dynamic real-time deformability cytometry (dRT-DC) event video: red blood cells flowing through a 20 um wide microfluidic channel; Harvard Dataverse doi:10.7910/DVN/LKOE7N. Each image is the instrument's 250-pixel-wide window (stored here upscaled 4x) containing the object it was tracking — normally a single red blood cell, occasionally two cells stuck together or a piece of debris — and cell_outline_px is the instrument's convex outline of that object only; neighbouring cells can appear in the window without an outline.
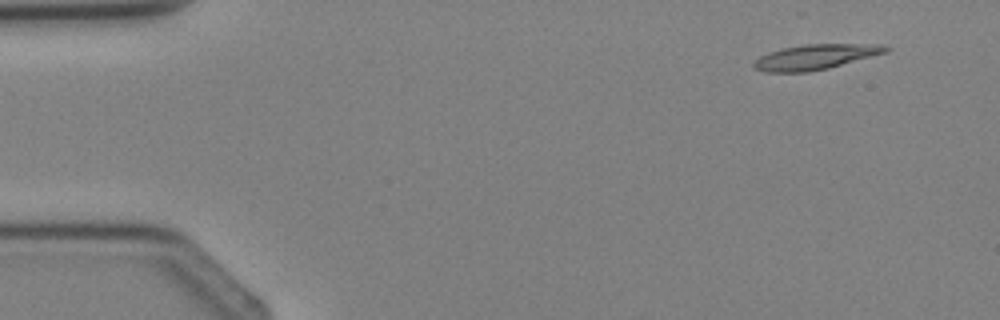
{"species": "Egyptian fruit bat (a non-hibernating species)", "species_latin": "Rousettus aegyptiacus", "temperature_condition": "cold", "stored_images_in_passage": 3, "camera_frame_rate_fps": 3000, "um_per_image_px": 0.085, "animal": {"sex": "female"}, "frame": {"image": 1, "passage_image": 1, "time_ms": 0.0, "image_size_px": [1000, 320], "cell_outline_px": [[892, 48], [888, 52], [828, 68], [808, 72], [764, 72], [752, 68], [752, 64], [760, 56], [768, 52], [780, 48], [804, 44], [880, 44]], "centroid_in_image_um": [69.29, 4.83], "position_along_channel_um": 15.7, "area_um2": 19.48}}
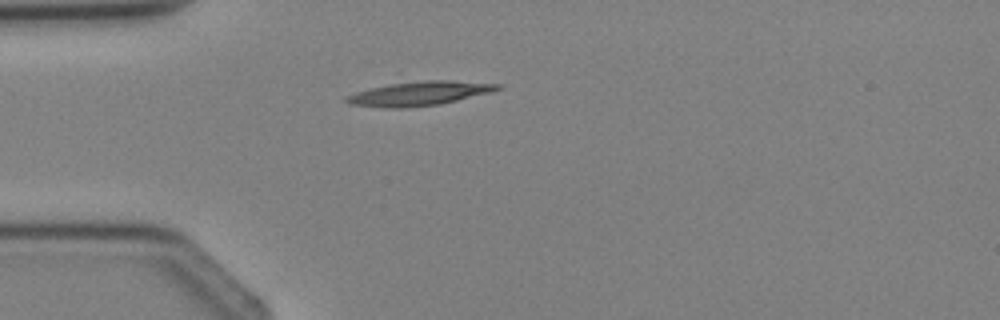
{"frame": {"image": 2, "passage_image": 3, "time_ms": 2.333, "image_size_px": [1000, 320], "cell_outline_px": [[500, 88], [492, 92], [440, 104], [408, 108], [380, 108], [352, 104], [344, 100], [344, 96], [356, 92], [372, 88], [392, 84], [424, 80], [448, 80], [500, 84]], "centroid_in_image_um": [35.63, 7.96], "position_along_channel_um": 49.4, "area_um2": 21.1}}